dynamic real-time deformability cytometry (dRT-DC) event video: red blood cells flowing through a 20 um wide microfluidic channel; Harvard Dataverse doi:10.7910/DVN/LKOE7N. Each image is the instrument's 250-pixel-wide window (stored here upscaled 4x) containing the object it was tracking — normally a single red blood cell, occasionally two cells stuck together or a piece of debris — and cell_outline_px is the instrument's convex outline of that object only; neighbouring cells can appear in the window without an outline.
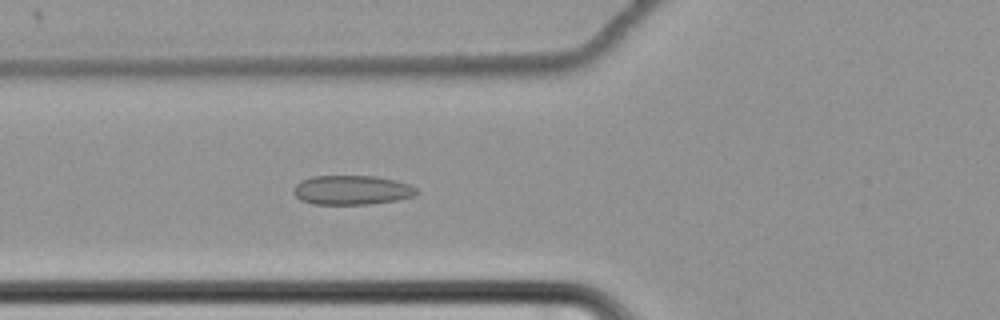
{"species": "common noctule bat (a hibernating species)", "species_latin": "Nyctalus noctula", "temperature_condition": "cold", "stored_images_in_passage": 43, "camera_frame_rate_fps": 3000, "um_per_image_px": 0.085, "animal": {"sex": "female", "body_mass_g": 22.7, "forearm_length_mm": 54.2}, "frame": {"image": 1, "passage_image": 12, "time_ms": 3.667, "image_size_px": [1000, 320], "cell_outline_px": [[420, 192], [412, 196], [396, 200], [372, 204], [312, 204], [300, 200], [292, 192], [292, 188], [300, 180], [312, 176], [376, 176], [396, 180], [412, 184]], "centroid_in_image_um": [29.9, 16.15], "position_along_channel_um": 95.9, "area_um2": 21.33}}
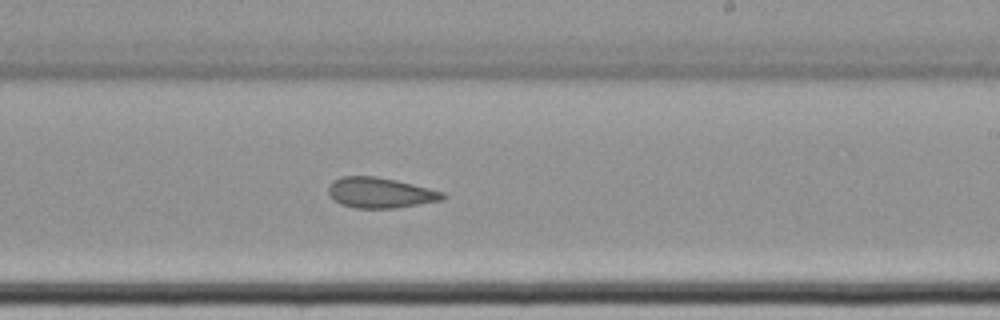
{"frame": {"image": 2, "passage_image": 26, "time_ms": 8.333, "image_size_px": [1000, 320], "cell_outline_px": [[448, 196], [444, 200], [396, 208], [356, 208], [340, 204], [328, 192], [328, 184], [332, 180], [340, 176], [376, 176], [396, 180], [444, 192]], "centroid_in_image_um": [32.33, 16.38], "position_along_channel_um": 256.7, "area_um2": 20.4}}
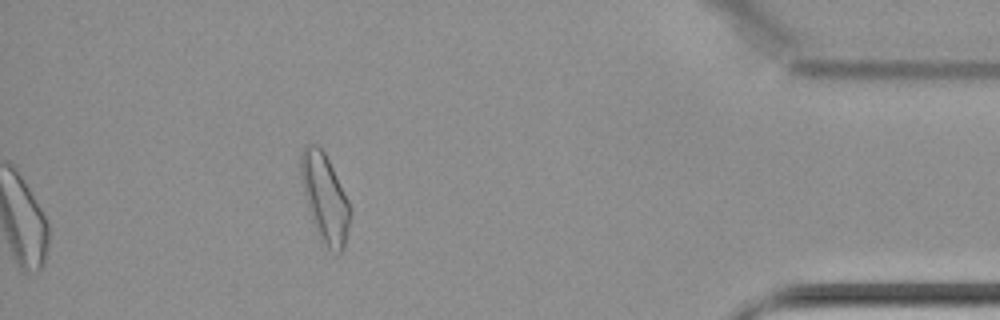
{"frame": {"image": 3, "passage_image": 43, "time_ms": 14.0, "image_size_px": [1000, 320], "cell_outline_px": [[352, 216], [344, 248], [340, 256], [336, 256], [324, 244], [316, 232], [308, 208], [304, 192], [300, 172], [300, 156], [304, 148], [308, 144], [316, 144], [324, 152], [352, 208]], "centroid_in_image_um": [27.64, 16.91], "position_along_channel_um": 407.6, "area_um2": 25.37}, "authors_computed_cell_mechanics": {"area_um2": 21.0392, "velocity_mm_per_s": 3.4506, "shape_relaxation_time_tau1_ms": 9.9685, "shape_relaxation_time_tau2_ms": 3.1069, "deformation_change_tau1": 0.1061, "deformation_change_tau2": 0.085}}